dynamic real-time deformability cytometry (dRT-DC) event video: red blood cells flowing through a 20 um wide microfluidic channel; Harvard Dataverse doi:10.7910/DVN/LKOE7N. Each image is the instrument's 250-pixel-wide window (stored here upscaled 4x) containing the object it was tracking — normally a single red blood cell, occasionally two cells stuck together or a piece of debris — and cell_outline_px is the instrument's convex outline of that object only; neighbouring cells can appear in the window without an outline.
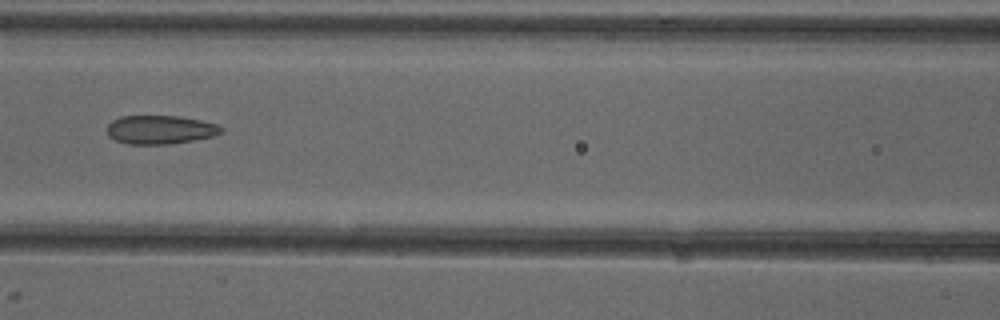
{"species": "common noctule bat (a hibernating species)", "species_latin": "Nyctalus noctula", "temperature_condition": "cold", "stored_images_in_passage": 3, "camera_frame_rate_fps": 3000, "um_per_image_px": 0.085, "animal": {"sex": "female"}, "frame": {"image": 1, "passage_image": 3, "time_ms": 2.333, "image_size_px": [1000, 320], "cell_outline_px": [[224, 132], [216, 136], [168, 144], [128, 144], [116, 140], [108, 136], [108, 124], [112, 120], [120, 116], [180, 116], [200, 120], [216, 124], [224, 128]], "centroid_in_image_um": [13.64, 11.02], "position_along_channel_um": 153.0, "area_um2": 19.13}}